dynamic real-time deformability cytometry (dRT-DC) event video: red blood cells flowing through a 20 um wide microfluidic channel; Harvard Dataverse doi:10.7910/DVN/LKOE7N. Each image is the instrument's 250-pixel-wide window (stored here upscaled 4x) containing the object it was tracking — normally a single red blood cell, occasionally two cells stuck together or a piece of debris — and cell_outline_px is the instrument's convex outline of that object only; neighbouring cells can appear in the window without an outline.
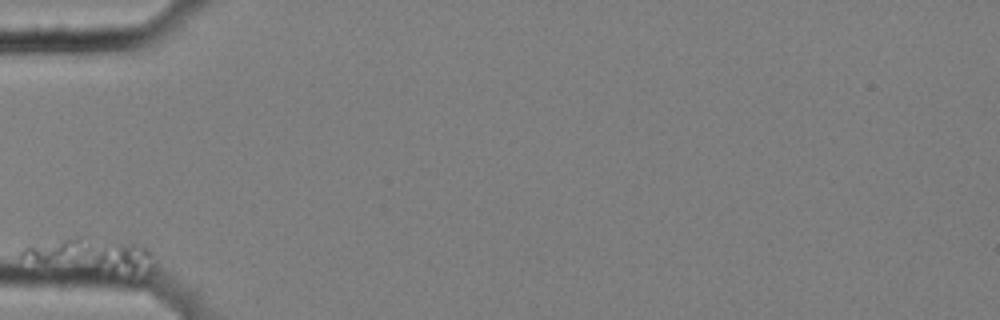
{"species": "common noctule bat (a hibernating species)", "species_latin": "Nyctalus noctula", "temperature_condition": "cold", "stored_images_in_passage": 3, "camera_frame_rate_fps": 3000, "um_per_image_px": 0.085, "animal": {"sex": "female", "body_mass_g": 25.1}, "frame": {"image": 1, "passage_image": 1, "time_ms": 0.0, "image_size_px": [1000, 320], "cell_outline_px": [[156, 268], [148, 280], [44, 264], [20, 260], [20, 252], [28, 244], [72, 236], [84, 236], [116, 240], [140, 244], [148, 248], [152, 252], [156, 264]], "centroid_in_image_um": [7.96, 21.75], "position_along_channel_um": 77.0, "area_um2": 28.67}}